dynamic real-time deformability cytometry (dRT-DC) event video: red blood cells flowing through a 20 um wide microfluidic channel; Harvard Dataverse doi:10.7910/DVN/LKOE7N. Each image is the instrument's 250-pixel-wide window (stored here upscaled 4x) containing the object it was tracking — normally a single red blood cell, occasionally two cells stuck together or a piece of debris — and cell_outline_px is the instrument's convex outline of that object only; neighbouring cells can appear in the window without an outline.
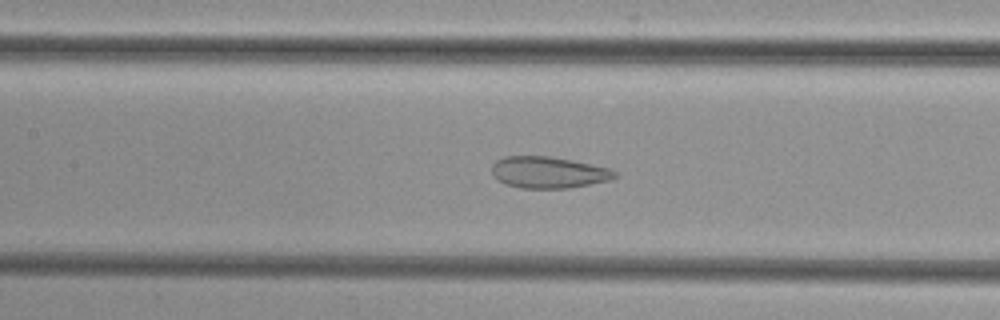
{"species": "common noctule bat (a hibernating species)", "species_latin": "Nyctalus noctula", "temperature_condition": "cold", "stored_images_in_passage": 28, "camera_frame_rate_fps": 3000, "um_per_image_px": 0.085, "animal": {"sex": "female", "body_mass_g": 29.2, "forearm_length_mm": 56.3}, "frame": {"image": 1, "passage_image": 13, "time_ms": 4.0, "image_size_px": [1000, 320], "cell_outline_px": [[616, 176], [612, 180], [568, 188], [520, 188], [504, 184], [496, 180], [492, 176], [492, 164], [496, 160], [504, 156], [548, 156], [572, 160], [612, 168], [616, 172]], "centroid_in_image_um": [46.6, 14.65], "position_along_channel_um": 160.8, "area_um2": 22.89}}
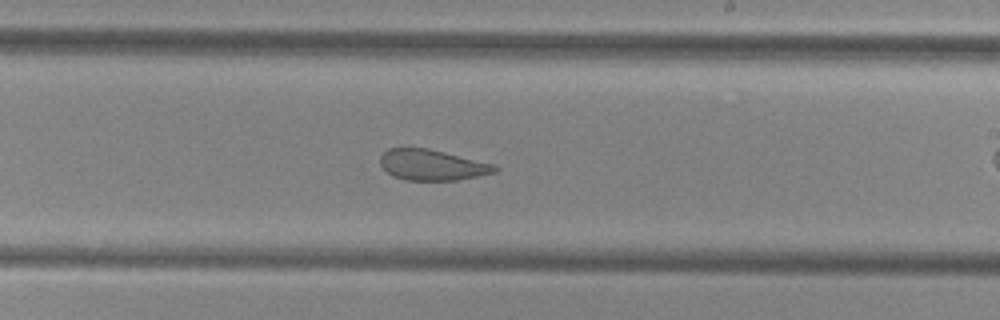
{"frame": {"image": 2, "passage_image": 20, "time_ms": 6.333, "image_size_px": [1000, 320], "cell_outline_px": [[500, 168], [496, 172], [456, 180], [404, 180], [392, 176], [380, 164], [380, 156], [388, 148], [428, 148], [496, 164]], "centroid_in_image_um": [36.74, 14.02], "position_along_channel_um": 252.3, "area_um2": 20.58}}
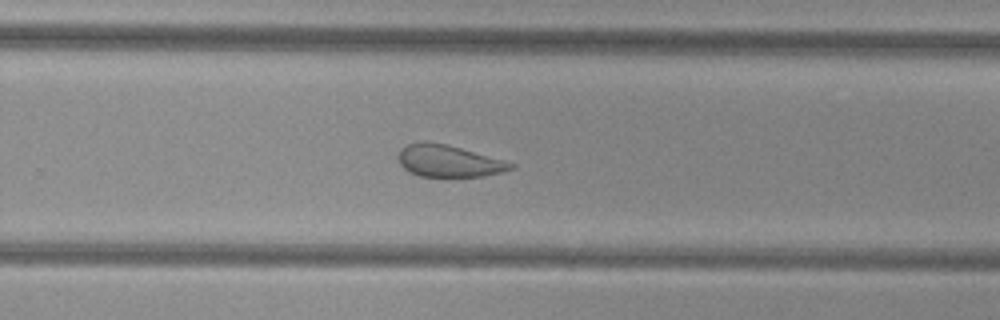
{"frame": {"image": 3, "passage_image": 23, "time_ms": 7.333, "image_size_px": [1000, 320], "cell_outline_px": [[516, 168], [484, 176], [420, 176], [408, 172], [400, 164], [396, 156], [400, 148], [408, 144], [424, 140], [448, 144], [504, 160], [516, 164]], "centroid_in_image_um": [38.1, 13.66], "position_along_channel_um": 291.7, "area_um2": 21.15}}